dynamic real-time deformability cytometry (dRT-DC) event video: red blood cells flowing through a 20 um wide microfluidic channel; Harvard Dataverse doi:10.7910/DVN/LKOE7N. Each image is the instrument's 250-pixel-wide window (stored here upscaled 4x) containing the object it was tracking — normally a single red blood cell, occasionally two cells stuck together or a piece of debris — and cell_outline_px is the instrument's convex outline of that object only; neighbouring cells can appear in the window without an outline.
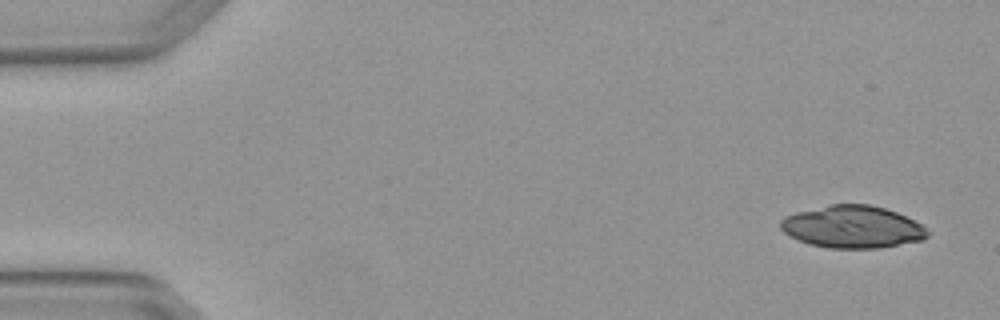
{"species": "Egyptian fruit bat (a non-hibernating species)", "species_latin": "Rousettus aegyptiacus", "temperature_condition": "warm", "stored_images_in_passage": 4, "camera_frame_rate_fps": 3000, "um_per_image_px": 0.085, "animal": {"sex": "female"}, "frame": {"image": 1, "passage_image": 1, "time_ms": 0.0, "image_size_px": [1000, 320], "cell_outline_px": [[928, 236], [920, 240], [880, 248], [828, 248], [808, 244], [788, 236], [780, 228], [780, 220], [784, 216], [796, 212], [832, 204], [868, 204], [884, 208], [896, 212], [920, 224], [928, 232]], "centroid_in_image_um": [72.39, 19.29], "position_along_channel_um": 12.6, "area_um2": 36.07}}